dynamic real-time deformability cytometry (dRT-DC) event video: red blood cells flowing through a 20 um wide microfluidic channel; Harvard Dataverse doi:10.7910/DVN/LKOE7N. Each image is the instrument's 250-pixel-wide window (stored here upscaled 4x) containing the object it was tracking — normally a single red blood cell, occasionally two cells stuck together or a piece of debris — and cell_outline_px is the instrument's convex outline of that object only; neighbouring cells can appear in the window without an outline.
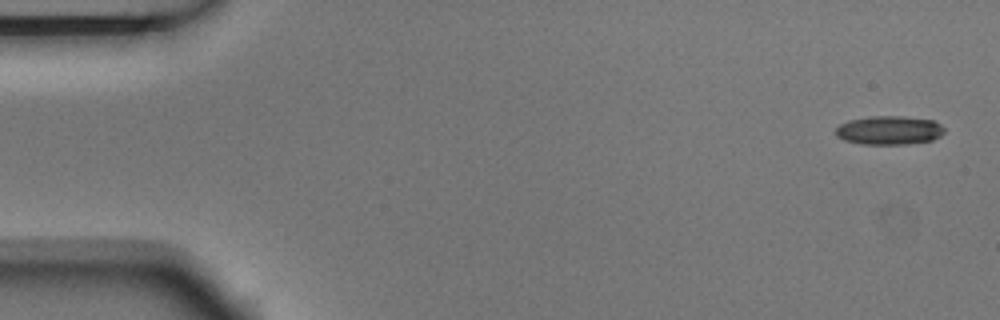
{"species": "Egyptian fruit bat (a non-hibernating species)", "species_latin": "Rousettus aegyptiacus", "temperature_condition": "room temperature", "stored_images_in_passage": 4, "camera_frame_rate_fps": 3000, "um_per_image_px": 0.085, "animal": {"sex": "male"}, "frame": {"image": 1, "passage_image": 1, "time_ms": 0.0, "image_size_px": [1000, 320], "cell_outline_px": [[944, 132], [940, 136], [932, 140], [904, 144], [860, 144], [844, 140], [836, 136], [836, 128], [840, 124], [848, 120], [872, 116], [904, 116], [932, 120], [940, 124], [944, 128]], "centroid_in_image_um": [75.56, 11.07], "position_along_channel_um": 9.4, "area_um2": 18.21}}
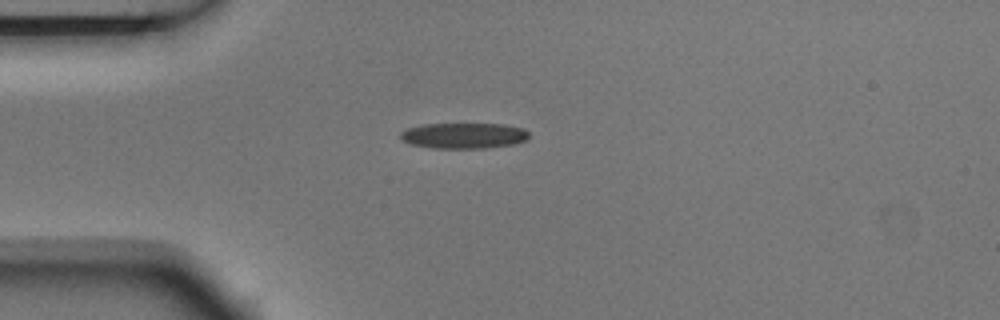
{"frame": {"image": 2, "passage_image": 4, "time_ms": 1.0, "image_size_px": [1000, 320], "cell_outline_px": [[528, 140], [512, 144], [484, 148], [432, 148], [412, 144], [400, 140], [400, 132], [408, 128], [424, 124], [504, 124], [524, 128], [528, 132]], "centroid_in_image_um": [39.42, 11.52], "position_along_channel_um": 45.6, "area_um2": 19.25}}